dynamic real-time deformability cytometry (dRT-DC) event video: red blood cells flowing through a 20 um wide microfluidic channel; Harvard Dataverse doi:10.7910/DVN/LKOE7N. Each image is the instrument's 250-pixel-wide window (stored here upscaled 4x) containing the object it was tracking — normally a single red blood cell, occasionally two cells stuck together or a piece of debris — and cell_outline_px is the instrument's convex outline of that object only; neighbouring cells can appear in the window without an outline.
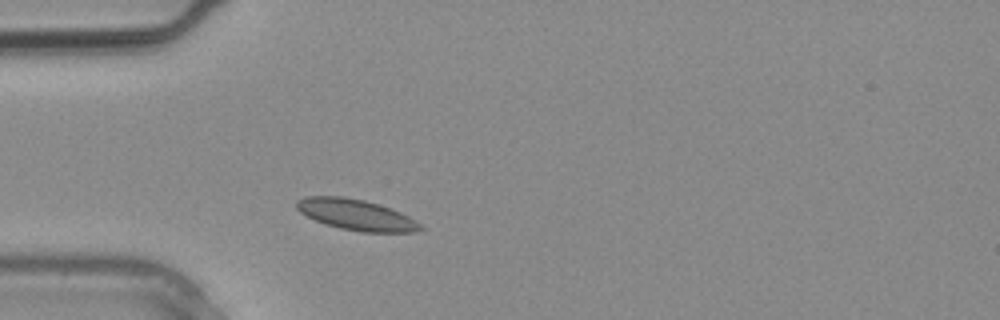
{"species": "common noctule bat (a hibernating species)", "species_latin": "Nyctalus noctula", "temperature_condition": "warm", "stored_images_in_passage": 1, "camera_frame_rate_fps": 3000, "um_per_image_px": 0.085, "animal": {"sex": "male", "body_mass_g": 20.4}, "frame": {"image": 1, "passage_image": 1, "time_ms": 0.0, "image_size_px": [1000, 320], "cell_outline_px": [[424, 228], [416, 232], [364, 232], [340, 228], [316, 220], [300, 212], [296, 208], [296, 200], [304, 196], [344, 196], [364, 200], [392, 208], [408, 216], [420, 224]], "centroid_in_image_um": [30.27, 18.24], "position_along_channel_um": 54.7, "area_um2": 22.14}}